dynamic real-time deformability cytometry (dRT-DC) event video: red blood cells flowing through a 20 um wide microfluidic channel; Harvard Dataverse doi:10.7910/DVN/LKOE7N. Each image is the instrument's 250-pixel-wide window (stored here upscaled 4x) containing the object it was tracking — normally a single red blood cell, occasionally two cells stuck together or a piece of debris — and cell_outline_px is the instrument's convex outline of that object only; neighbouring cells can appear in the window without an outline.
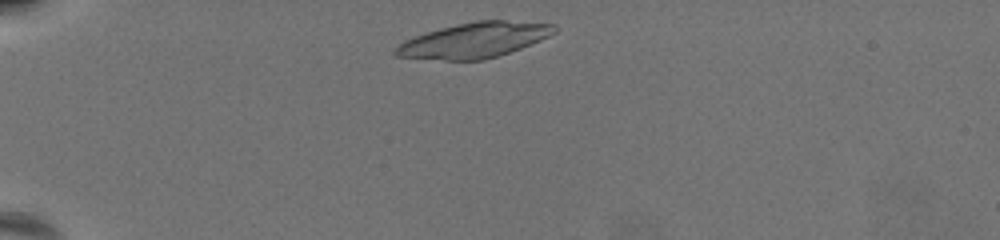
{"species": "common noctule bat (a hibernating species)", "species_latin": "Nyctalus noctula", "temperature_condition": "warm", "stored_images_in_passage": 38, "camera_frame_rate_fps": 3000, "um_per_image_px": 0.085, "animal": {"sex": "female", "body_mass_g": 19.5, "forearm_length_mm": 54.1}, "frame": {"image": 1, "passage_image": 2, "time_ms": 0.333, "image_size_px": [1000, 240], "cell_outline_px": [[560, 28], [556, 32], [540, 40], [520, 48], [484, 60], [444, 60], [396, 56], [392, 52], [404, 40], [440, 28], [456, 24], [476, 20], [504, 20], [556, 24]], "centroid_in_image_um": [40.34, 3.4], "position_along_channel_um": 44.7, "area_um2": 32.37}}
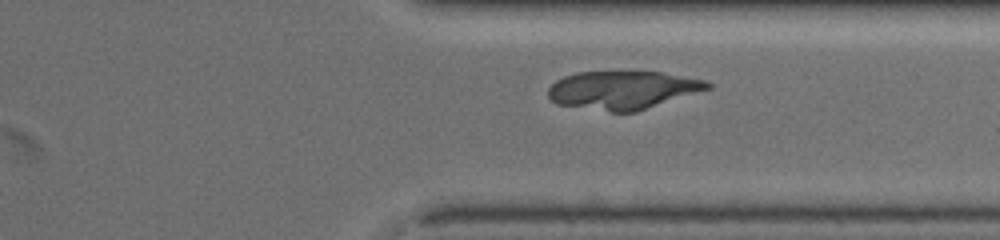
{"frame": {"image": 2, "passage_image": 32, "time_ms": 10.333, "image_size_px": [1000, 240], "cell_outline_px": [[712, 88], [636, 112], [612, 112], [556, 104], [548, 96], [548, 88], [556, 80], [564, 76], [576, 72], [660, 72], [708, 80], [712, 84]], "centroid_in_image_um": [52.96, 7.65], "position_along_channel_um": 358.4, "area_um2": 35.6}}
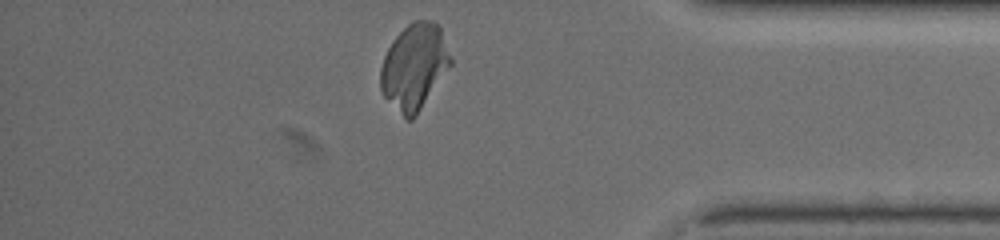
{"frame": {"image": 3, "passage_image": 37, "time_ms": 12.0, "image_size_px": [1000, 240], "cell_outline_px": [[452, 64], [416, 116], [412, 120], [408, 120], [384, 96], [380, 88], [380, 68], [384, 56], [392, 40], [412, 20], [432, 20], [440, 28], [452, 60]], "centroid_in_image_um": [35.21, 5.65], "position_along_channel_um": 400.0, "area_um2": 34.68}}